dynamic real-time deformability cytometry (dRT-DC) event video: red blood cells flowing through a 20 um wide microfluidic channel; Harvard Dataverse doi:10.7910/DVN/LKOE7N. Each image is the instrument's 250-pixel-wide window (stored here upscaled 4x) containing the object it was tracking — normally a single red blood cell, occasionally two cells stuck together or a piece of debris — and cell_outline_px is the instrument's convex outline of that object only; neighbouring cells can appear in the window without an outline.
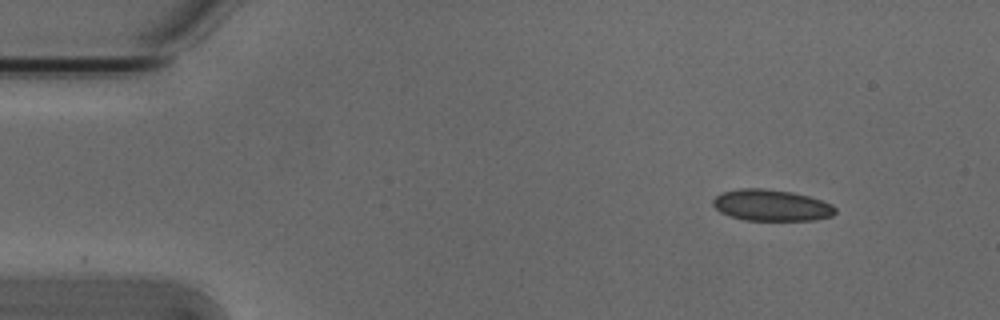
{"species": "Egyptian fruit bat (a non-hibernating species)", "species_latin": "Rousettus aegyptiacus", "temperature_condition": "cold", "stored_images_in_passage": 7, "camera_frame_rate_fps": 3000, "um_per_image_px": 0.085, "animal": {"sex": "male"}, "frame": {"image": 1, "passage_image": 1, "time_ms": 0.0, "image_size_px": [1000, 320], "cell_outline_px": [[836, 212], [832, 216], [812, 220], [744, 220], [720, 212], [712, 204], [712, 200], [716, 196], [724, 192], [740, 188], [764, 188], [792, 192], [808, 196], [832, 204], [836, 208]], "centroid_in_image_um": [65.57, 17.44], "position_along_channel_um": 19.4, "area_um2": 22.25}}
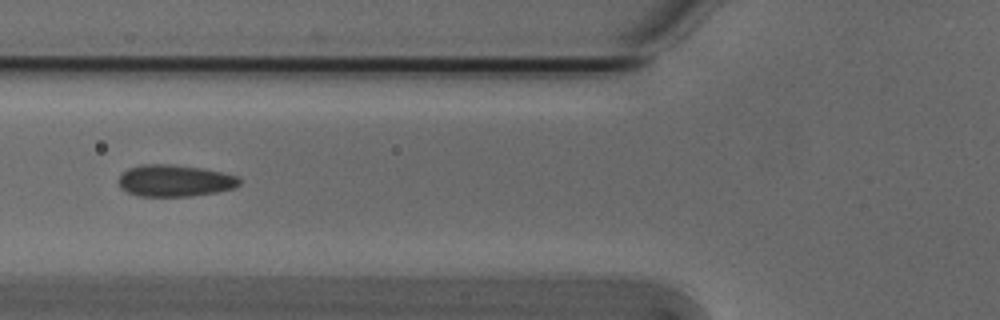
{"frame": {"image": 2, "passage_image": 4, "time_ms": 1.0, "image_size_px": [1000, 320], "cell_outline_px": [[240, 184], [232, 188], [216, 192], [192, 196], [136, 196], [120, 188], [120, 176], [128, 168], [140, 164], [172, 164], [200, 168], [220, 172], [236, 176], [240, 180]], "centroid_in_image_um": [14.82, 15.36], "position_along_channel_um": 111.0, "area_um2": 22.2}}
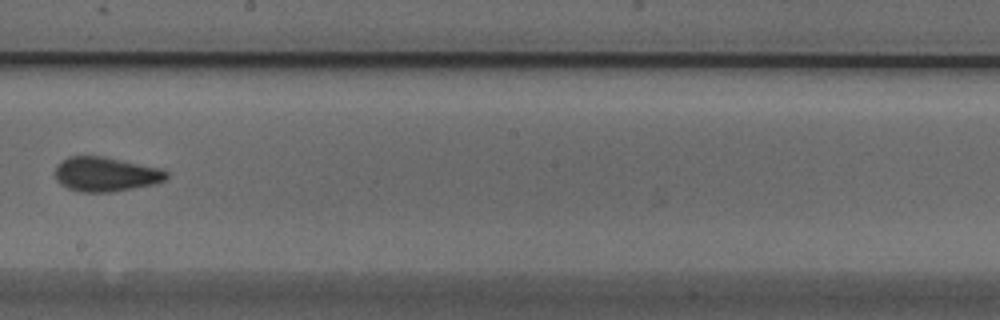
{"frame": {"image": 3, "passage_image": 7, "time_ms": 2.0, "image_size_px": [1000, 320], "cell_outline_px": [[168, 176], [164, 180], [152, 184], [112, 192], [80, 192], [68, 188], [60, 184], [56, 180], [56, 164], [60, 160], [68, 156], [104, 156], [164, 168], [168, 172]], "centroid_in_image_um": [8.98, 14.79], "position_along_channel_um": 239.2, "area_um2": 22.6}}